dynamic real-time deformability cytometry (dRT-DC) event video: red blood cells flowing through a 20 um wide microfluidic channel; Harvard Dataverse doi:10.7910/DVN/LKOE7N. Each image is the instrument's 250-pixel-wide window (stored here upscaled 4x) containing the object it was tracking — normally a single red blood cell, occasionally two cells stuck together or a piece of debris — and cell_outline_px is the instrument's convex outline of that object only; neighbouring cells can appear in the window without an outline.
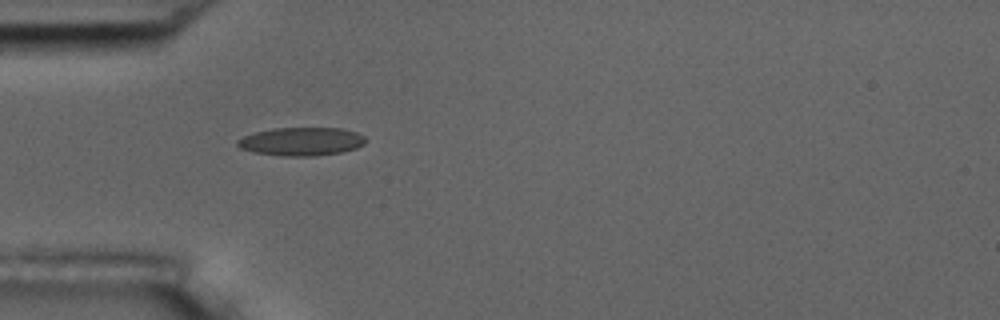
{"species": "common noctule bat (a hibernating species)", "species_latin": "Nyctalus noctula", "temperature_condition": "room temperature", "stored_images_in_passage": 1, "camera_frame_rate_fps": 3000, "um_per_image_px": 0.085, "animal": {"sex": "male", "body_mass_g": 17.5, "forearm_length_mm": 52.3}, "frame": {"image": 1, "passage_image": 1, "time_ms": 0.0, "image_size_px": [1000, 320], "cell_outline_px": [[368, 140], [364, 144], [356, 148], [340, 152], [312, 156], [280, 156], [252, 152], [240, 148], [236, 144], [236, 140], [244, 136], [256, 132], [272, 128], [344, 128], [356, 132], [364, 136]], "centroid_in_image_um": [25.61, 12.02], "position_along_channel_um": 59.4, "area_um2": 21.27}}